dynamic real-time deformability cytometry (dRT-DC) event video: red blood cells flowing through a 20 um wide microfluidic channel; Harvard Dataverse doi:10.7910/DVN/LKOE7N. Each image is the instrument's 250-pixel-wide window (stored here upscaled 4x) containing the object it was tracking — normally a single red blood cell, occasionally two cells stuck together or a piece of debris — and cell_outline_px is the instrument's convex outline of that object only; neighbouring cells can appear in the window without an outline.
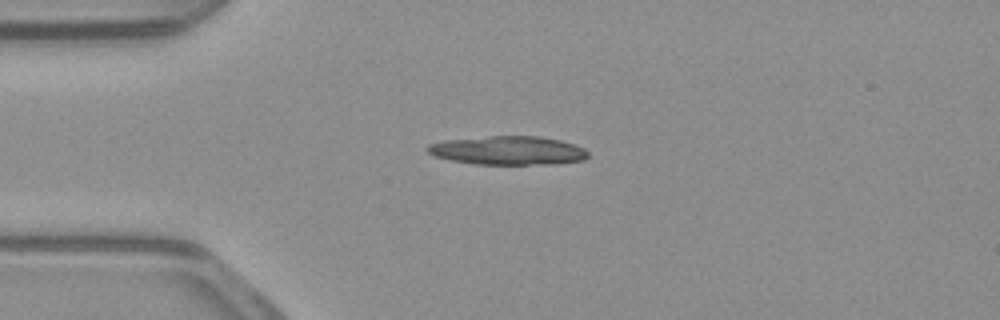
{"species": "common noctule bat (a hibernating species)", "species_latin": "Nyctalus noctula", "temperature_condition": "warm", "stored_images_in_passage": 41, "segment_of_instrument_passage": [1, 2], "camera_frame_rate_fps": 3000, "um_per_image_px": 0.085, "animal": {"sex": "male", "body_mass_g": 23.1, "forearm_length_mm": 52.7}, "frame": {"image": 1, "passage_image": 1, "time_ms": 0.0, "image_size_px": [1000, 320], "cell_outline_px": [[588, 156], [584, 160], [556, 164], [476, 164], [452, 160], [432, 156], [424, 148], [428, 144], [444, 140], [488, 136], [540, 136], [560, 140], [576, 144], [584, 148], [588, 152]], "centroid_in_image_um": [43.18, 12.78], "position_along_channel_um": 41.8, "area_um2": 27.11}}